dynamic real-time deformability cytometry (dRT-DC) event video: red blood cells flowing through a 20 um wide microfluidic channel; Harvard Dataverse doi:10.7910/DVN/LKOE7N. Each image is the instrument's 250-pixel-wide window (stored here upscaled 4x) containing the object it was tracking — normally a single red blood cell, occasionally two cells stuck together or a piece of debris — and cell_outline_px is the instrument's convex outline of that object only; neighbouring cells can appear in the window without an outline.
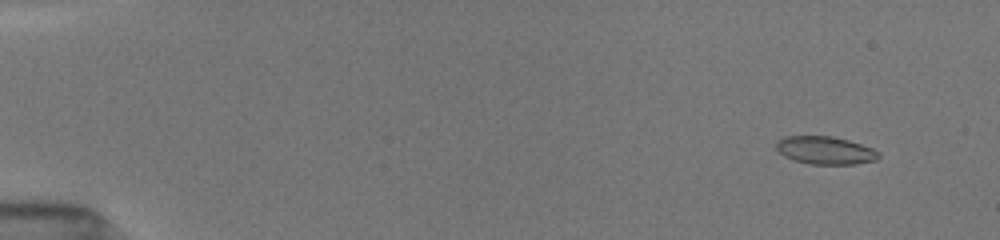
{"species": "common noctule bat (a hibernating species)", "species_latin": "Nyctalus noctula", "temperature_condition": "room temperature", "stored_images_in_passage": 50, "camera_frame_rate_fps": 3000, "um_per_image_px": 0.085, "animal": {"sex": "female", "body_mass_g": 19.5, "forearm_length_mm": 54.1}, "frame": {"image": 1, "passage_image": 7, "time_ms": 1.333, "image_size_px": [1000, 240], "cell_outline_px": [[880, 156], [876, 160], [856, 164], [808, 164], [792, 160], [784, 156], [776, 148], [776, 140], [784, 136], [832, 136], [848, 140], [872, 148], [880, 152]], "centroid_in_image_um": [70.13, 12.78], "position_along_channel_um": 14.9, "area_um2": 16.76}}
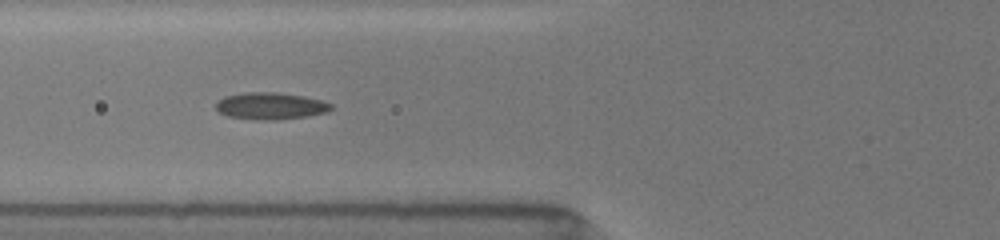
{"frame": {"image": 2, "passage_image": 34, "time_ms": 7.0, "image_size_px": [1000, 240], "cell_outline_px": [[332, 108], [328, 112], [308, 116], [280, 120], [252, 120], [228, 116], [220, 112], [216, 108], [216, 104], [224, 96], [244, 92], [276, 92], [304, 96], [320, 100], [332, 104]], "centroid_in_image_um": [23.0, 9.01], "position_along_channel_um": 102.8, "area_um2": 18.21}}
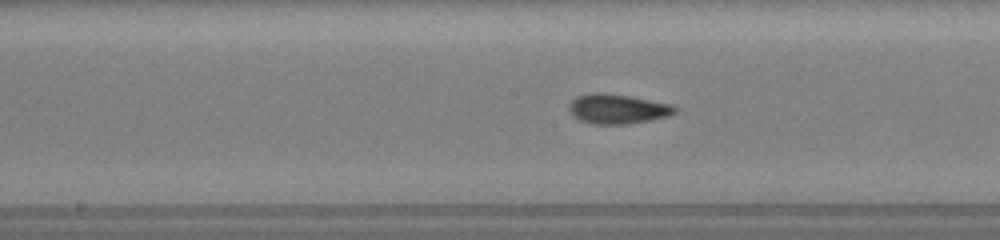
{"frame": {"image": 3, "passage_image": 47, "time_ms": 9.333, "image_size_px": [1000, 240], "cell_outline_px": [[676, 112], [668, 116], [652, 120], [628, 124], [592, 124], [580, 120], [572, 116], [568, 108], [568, 104], [576, 96], [588, 92], [604, 92], [628, 96], [672, 104], [676, 108]], "centroid_in_image_um": [52.44, 9.25], "position_along_channel_um": 195.8, "area_um2": 18.55}}